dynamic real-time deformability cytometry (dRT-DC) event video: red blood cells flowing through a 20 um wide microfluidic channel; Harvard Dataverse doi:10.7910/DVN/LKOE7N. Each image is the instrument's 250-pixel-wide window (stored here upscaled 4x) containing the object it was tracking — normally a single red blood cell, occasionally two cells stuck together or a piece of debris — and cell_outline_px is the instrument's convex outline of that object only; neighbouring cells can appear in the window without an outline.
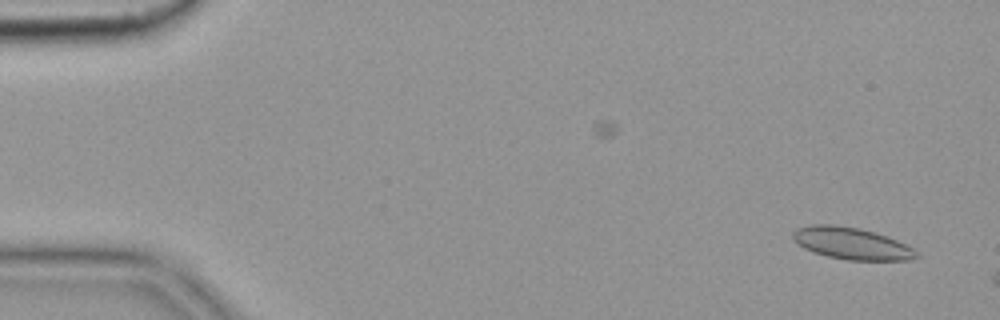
{"species": "common noctule bat (a hibernating species)", "species_latin": "Nyctalus noctula", "temperature_condition": "cold", "stored_images_in_passage": 3, "camera_frame_rate_fps": 3000, "um_per_image_px": 0.085, "animal": {"sex": "female", "body_mass_g": 19.9}, "frame": {"image": 1, "passage_image": 3, "time_ms": 0.667, "image_size_px": [1000, 320], "cell_outline_px": [[920, 256], [908, 260], [848, 260], [828, 256], [812, 252], [804, 248], [792, 240], [792, 232], [796, 228], [812, 224], [832, 224], [860, 228], [896, 240], [912, 248]], "centroid_in_image_um": [72.31, 20.68], "position_along_channel_um": 12.7, "area_um2": 22.83}}